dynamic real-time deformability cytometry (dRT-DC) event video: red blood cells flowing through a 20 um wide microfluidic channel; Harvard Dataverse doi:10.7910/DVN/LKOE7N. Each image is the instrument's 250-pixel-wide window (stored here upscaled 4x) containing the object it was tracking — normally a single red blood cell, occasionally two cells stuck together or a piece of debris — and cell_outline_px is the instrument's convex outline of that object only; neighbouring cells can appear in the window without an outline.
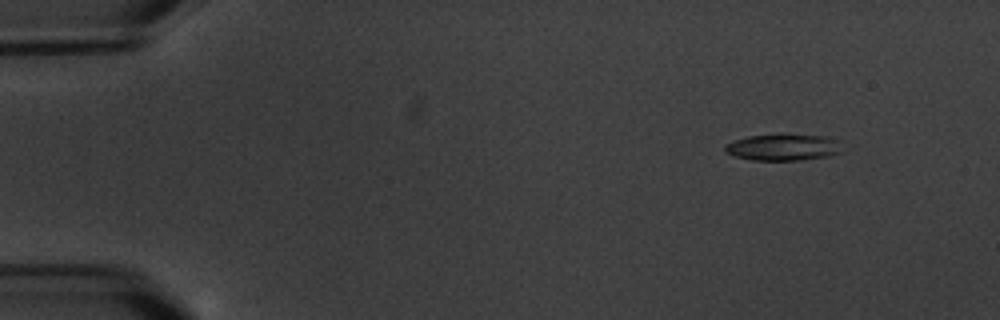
{"species": "common noctule bat (a hibernating species)", "species_latin": "Nyctalus noctula", "temperature_condition": "warm", "stored_images_in_passage": 6, "segment_of_instrument_passage": [1, 2], "camera_frame_rate_fps": 3000, "um_per_image_px": 0.085, "animal": {"sex": "male", "body_mass_g": 20.1, "forearm_length_mm": 53.5}, "frame": {"image": 1, "passage_image": 2, "time_ms": 2.0, "image_size_px": [1000, 320], "cell_outline_px": [[844, 152], [832, 156], [800, 160], [752, 160], [736, 156], [724, 152], [724, 148], [728, 144], [736, 140], [748, 136], [780, 132], [828, 136], [844, 140]], "centroid_in_image_um": [66.75, 12.48], "position_along_channel_um": 18.3, "area_um2": 19.19}}